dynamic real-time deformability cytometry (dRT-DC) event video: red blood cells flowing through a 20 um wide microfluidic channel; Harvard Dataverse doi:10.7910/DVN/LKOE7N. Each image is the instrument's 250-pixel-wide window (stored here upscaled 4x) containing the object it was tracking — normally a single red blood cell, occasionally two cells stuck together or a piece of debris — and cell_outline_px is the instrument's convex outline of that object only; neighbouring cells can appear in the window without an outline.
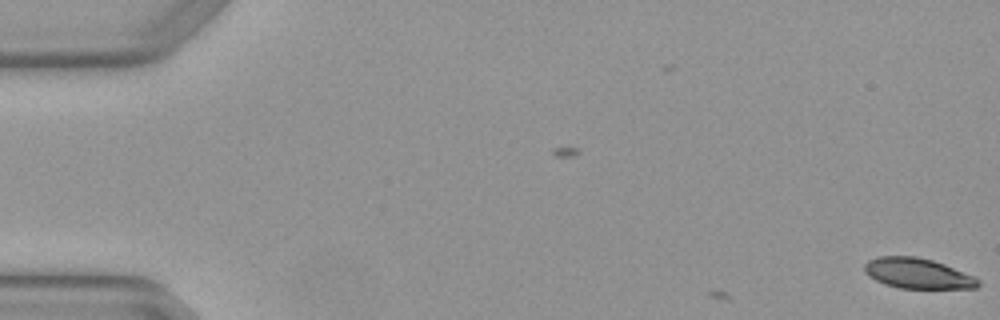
{"species": "Egyptian fruit bat (a non-hibernating species)", "species_latin": "Rousettus aegyptiacus", "temperature_condition": "warm", "stored_images_in_passage": 2, "camera_frame_rate_fps": 3000, "um_per_image_px": 0.085, "animal": {"sex": "female"}, "frame": {"image": 1, "passage_image": 2, "time_ms": 0.333, "image_size_px": [1000, 320], "cell_outline_px": [[980, 284], [976, 288], [900, 288], [884, 284], [868, 276], [864, 268], [864, 264], [868, 260], [880, 256], [916, 256], [932, 260], [944, 264], [976, 276], [980, 280]], "centroid_in_image_um": [78.02, 23.23], "position_along_channel_um": 7.0, "area_um2": 20.17}}